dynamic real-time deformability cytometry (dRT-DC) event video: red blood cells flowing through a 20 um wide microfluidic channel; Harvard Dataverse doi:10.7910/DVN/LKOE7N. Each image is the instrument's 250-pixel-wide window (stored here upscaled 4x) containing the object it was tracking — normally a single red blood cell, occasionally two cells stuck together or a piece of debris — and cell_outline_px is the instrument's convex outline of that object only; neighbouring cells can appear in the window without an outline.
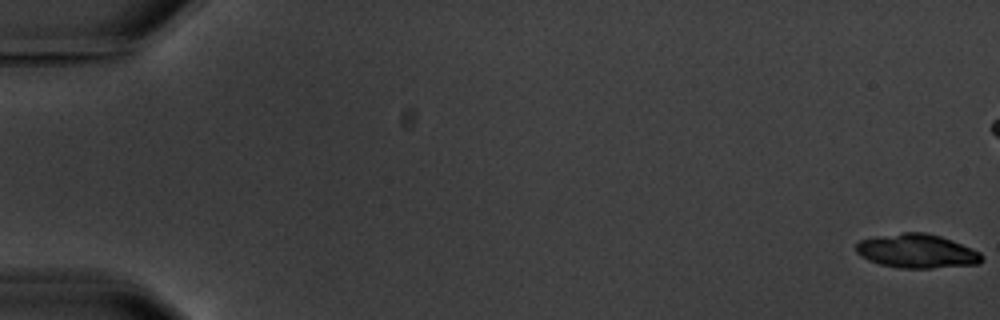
{"species": "common noctule bat (a hibernating species)", "species_latin": "Nyctalus noctula", "temperature_condition": "warm", "stored_images_in_passage": 10, "camera_frame_rate_fps": 3000, "um_per_image_px": 0.085, "animal": {"sex": "male", "body_mass_g": 20.1, "forearm_length_mm": 53.5}, "frame": {"image": 1, "passage_image": 1, "time_ms": 0.0, "image_size_px": [1000, 320], "cell_outline_px": [[984, 260], [980, 264], [932, 268], [900, 268], [880, 264], [868, 260], [860, 256], [856, 252], [856, 244], [860, 240], [876, 236], [904, 232], [924, 232], [940, 236], [952, 240], [980, 252], [984, 256]], "centroid_in_image_um": [77.95, 21.35], "position_along_channel_um": 7.1, "area_um2": 25.03}}